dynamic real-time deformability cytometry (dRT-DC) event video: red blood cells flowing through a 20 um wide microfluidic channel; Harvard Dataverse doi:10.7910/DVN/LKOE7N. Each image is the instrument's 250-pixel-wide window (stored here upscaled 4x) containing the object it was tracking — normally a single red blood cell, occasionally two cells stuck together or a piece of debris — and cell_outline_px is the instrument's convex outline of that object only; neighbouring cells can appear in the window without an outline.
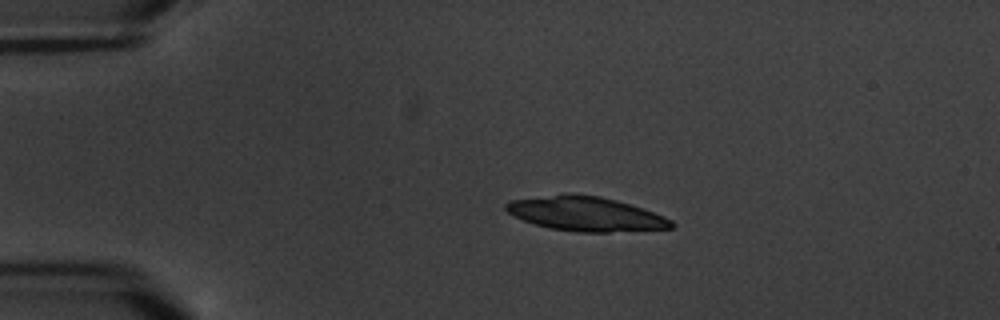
{"species": "common noctule bat (a hibernating species)", "species_latin": "Nyctalus noctula", "temperature_condition": "warm", "stored_images_in_passage": 8, "camera_frame_rate_fps": 3000, "um_per_image_px": 0.085, "animal": {"sex": "male", "body_mass_g": 20.1, "forearm_length_mm": 53.5}, "frame": {"image": 1, "passage_image": 3, "time_ms": 2.333, "image_size_px": [1000, 320], "cell_outline_px": [[676, 224], [672, 228], [608, 232], [576, 232], [548, 228], [524, 220], [508, 212], [504, 208], [504, 204], [512, 200], [568, 192], [600, 196], [616, 200], [664, 216], [672, 220]], "centroid_in_image_um": [49.77, 18.17], "position_along_channel_um": 35.2, "area_um2": 33.06}}